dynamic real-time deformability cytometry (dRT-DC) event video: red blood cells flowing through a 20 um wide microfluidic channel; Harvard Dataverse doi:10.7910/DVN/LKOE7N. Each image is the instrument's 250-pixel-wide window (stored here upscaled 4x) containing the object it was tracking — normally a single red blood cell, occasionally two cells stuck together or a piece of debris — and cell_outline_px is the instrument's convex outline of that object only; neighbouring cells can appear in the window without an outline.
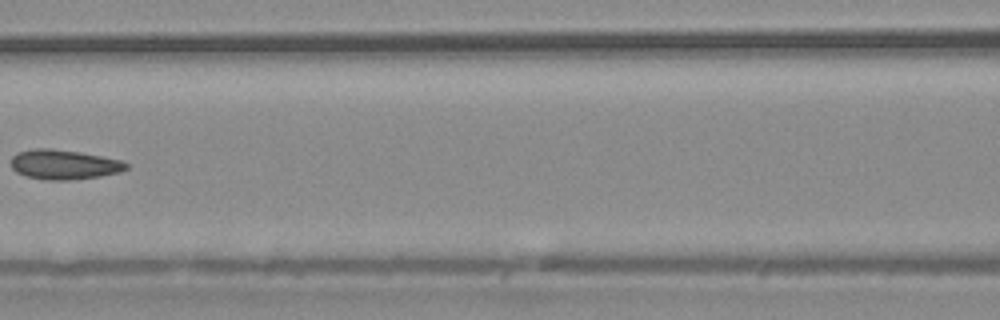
{"species": "common noctule bat (a hibernating species)", "species_latin": "Nyctalus noctula", "temperature_condition": "warm", "stored_images_in_passage": 6, "camera_frame_rate_fps": 3000, "um_per_image_px": 0.085, "animal": {"sex": "male", "body_mass_g": 20.4}, "frame": {"image": 1, "passage_image": 6, "time_ms": 1.667, "image_size_px": [1000, 320], "cell_outline_px": [[128, 168], [120, 172], [100, 176], [72, 180], [44, 180], [24, 176], [16, 172], [12, 168], [12, 156], [16, 152], [36, 148], [52, 148], [80, 152], [120, 160], [128, 164]], "centroid_in_image_um": [5.41, 13.99], "position_along_channel_um": 161.2, "area_um2": 20.06}}